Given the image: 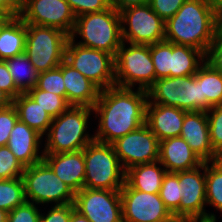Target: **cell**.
<instances>
[{
	"mask_svg": "<svg viewBox=\"0 0 222 222\" xmlns=\"http://www.w3.org/2000/svg\"><path fill=\"white\" fill-rule=\"evenodd\" d=\"M147 90L112 86L100 90L93 106L99 117L95 141L112 144L146 123Z\"/></svg>",
	"mask_w": 222,
	"mask_h": 222,
	"instance_id": "1",
	"label": "cell"
},
{
	"mask_svg": "<svg viewBox=\"0 0 222 222\" xmlns=\"http://www.w3.org/2000/svg\"><path fill=\"white\" fill-rule=\"evenodd\" d=\"M222 15L214 0H186L165 22V41L187 45L204 54L214 39Z\"/></svg>",
	"mask_w": 222,
	"mask_h": 222,
	"instance_id": "2",
	"label": "cell"
},
{
	"mask_svg": "<svg viewBox=\"0 0 222 222\" xmlns=\"http://www.w3.org/2000/svg\"><path fill=\"white\" fill-rule=\"evenodd\" d=\"M93 108L70 106L56 118L47 131L44 153H67L83 150L94 141V135L88 134V121Z\"/></svg>",
	"mask_w": 222,
	"mask_h": 222,
	"instance_id": "3",
	"label": "cell"
},
{
	"mask_svg": "<svg viewBox=\"0 0 222 222\" xmlns=\"http://www.w3.org/2000/svg\"><path fill=\"white\" fill-rule=\"evenodd\" d=\"M121 28L120 12L111 6L100 12L76 17L70 38L75 39L79 35L83 40L77 44L108 52L115 57L123 43Z\"/></svg>",
	"mask_w": 222,
	"mask_h": 222,
	"instance_id": "4",
	"label": "cell"
},
{
	"mask_svg": "<svg viewBox=\"0 0 222 222\" xmlns=\"http://www.w3.org/2000/svg\"><path fill=\"white\" fill-rule=\"evenodd\" d=\"M84 188L120 191L125 171L112 144L92 141L84 149Z\"/></svg>",
	"mask_w": 222,
	"mask_h": 222,
	"instance_id": "5",
	"label": "cell"
},
{
	"mask_svg": "<svg viewBox=\"0 0 222 222\" xmlns=\"http://www.w3.org/2000/svg\"><path fill=\"white\" fill-rule=\"evenodd\" d=\"M123 42L114 57L115 85L123 88L148 90L156 80L150 45ZM128 47V48H127Z\"/></svg>",
	"mask_w": 222,
	"mask_h": 222,
	"instance_id": "6",
	"label": "cell"
},
{
	"mask_svg": "<svg viewBox=\"0 0 222 222\" xmlns=\"http://www.w3.org/2000/svg\"><path fill=\"white\" fill-rule=\"evenodd\" d=\"M69 35L54 27L26 24L25 54L38 73L58 67Z\"/></svg>",
	"mask_w": 222,
	"mask_h": 222,
	"instance_id": "7",
	"label": "cell"
},
{
	"mask_svg": "<svg viewBox=\"0 0 222 222\" xmlns=\"http://www.w3.org/2000/svg\"><path fill=\"white\" fill-rule=\"evenodd\" d=\"M22 178L28 202L37 206L53 202L54 205L74 203L75 193L55 175L44 160L25 167Z\"/></svg>",
	"mask_w": 222,
	"mask_h": 222,
	"instance_id": "8",
	"label": "cell"
},
{
	"mask_svg": "<svg viewBox=\"0 0 222 222\" xmlns=\"http://www.w3.org/2000/svg\"><path fill=\"white\" fill-rule=\"evenodd\" d=\"M64 60L92 81L100 90L115 86L114 56L79 45L69 37Z\"/></svg>",
	"mask_w": 222,
	"mask_h": 222,
	"instance_id": "9",
	"label": "cell"
},
{
	"mask_svg": "<svg viewBox=\"0 0 222 222\" xmlns=\"http://www.w3.org/2000/svg\"><path fill=\"white\" fill-rule=\"evenodd\" d=\"M147 92L151 103L173 106L187 112L201 111L200 83L195 75L159 78Z\"/></svg>",
	"mask_w": 222,
	"mask_h": 222,
	"instance_id": "10",
	"label": "cell"
},
{
	"mask_svg": "<svg viewBox=\"0 0 222 222\" xmlns=\"http://www.w3.org/2000/svg\"><path fill=\"white\" fill-rule=\"evenodd\" d=\"M120 16L123 42L151 45L165 40V22L149 3L125 8Z\"/></svg>",
	"mask_w": 222,
	"mask_h": 222,
	"instance_id": "11",
	"label": "cell"
},
{
	"mask_svg": "<svg viewBox=\"0 0 222 222\" xmlns=\"http://www.w3.org/2000/svg\"><path fill=\"white\" fill-rule=\"evenodd\" d=\"M203 170L202 173H200ZM181 201L179 204V219L193 221H217L214 213L205 211L206 181L205 162L200 166L185 171H179Z\"/></svg>",
	"mask_w": 222,
	"mask_h": 222,
	"instance_id": "12",
	"label": "cell"
},
{
	"mask_svg": "<svg viewBox=\"0 0 222 222\" xmlns=\"http://www.w3.org/2000/svg\"><path fill=\"white\" fill-rule=\"evenodd\" d=\"M19 16L26 24L54 27L69 36L76 20L66 0H20Z\"/></svg>",
	"mask_w": 222,
	"mask_h": 222,
	"instance_id": "13",
	"label": "cell"
},
{
	"mask_svg": "<svg viewBox=\"0 0 222 222\" xmlns=\"http://www.w3.org/2000/svg\"><path fill=\"white\" fill-rule=\"evenodd\" d=\"M112 146L124 171L136 165L159 161L160 141L146 123L117 139Z\"/></svg>",
	"mask_w": 222,
	"mask_h": 222,
	"instance_id": "14",
	"label": "cell"
},
{
	"mask_svg": "<svg viewBox=\"0 0 222 222\" xmlns=\"http://www.w3.org/2000/svg\"><path fill=\"white\" fill-rule=\"evenodd\" d=\"M123 222H173L175 218L165 207L159 193L132 189L126 182L120 190Z\"/></svg>",
	"mask_w": 222,
	"mask_h": 222,
	"instance_id": "15",
	"label": "cell"
},
{
	"mask_svg": "<svg viewBox=\"0 0 222 222\" xmlns=\"http://www.w3.org/2000/svg\"><path fill=\"white\" fill-rule=\"evenodd\" d=\"M74 207L90 222H123L120 191L82 188L75 193Z\"/></svg>",
	"mask_w": 222,
	"mask_h": 222,
	"instance_id": "16",
	"label": "cell"
},
{
	"mask_svg": "<svg viewBox=\"0 0 222 222\" xmlns=\"http://www.w3.org/2000/svg\"><path fill=\"white\" fill-rule=\"evenodd\" d=\"M180 137L185 139L190 148L203 162L216 160L210 142L208 117L206 111H189L185 113Z\"/></svg>",
	"mask_w": 222,
	"mask_h": 222,
	"instance_id": "17",
	"label": "cell"
},
{
	"mask_svg": "<svg viewBox=\"0 0 222 222\" xmlns=\"http://www.w3.org/2000/svg\"><path fill=\"white\" fill-rule=\"evenodd\" d=\"M43 160L74 193L84 188L85 160L83 150L67 153H44Z\"/></svg>",
	"mask_w": 222,
	"mask_h": 222,
	"instance_id": "18",
	"label": "cell"
},
{
	"mask_svg": "<svg viewBox=\"0 0 222 222\" xmlns=\"http://www.w3.org/2000/svg\"><path fill=\"white\" fill-rule=\"evenodd\" d=\"M42 138L36 130L18 120L11 130L7 146L17 160L28 167L43 160L44 152L39 151Z\"/></svg>",
	"mask_w": 222,
	"mask_h": 222,
	"instance_id": "19",
	"label": "cell"
},
{
	"mask_svg": "<svg viewBox=\"0 0 222 222\" xmlns=\"http://www.w3.org/2000/svg\"><path fill=\"white\" fill-rule=\"evenodd\" d=\"M187 111L173 106L154 104L148 100L146 124L159 141L181 134Z\"/></svg>",
	"mask_w": 222,
	"mask_h": 222,
	"instance_id": "20",
	"label": "cell"
},
{
	"mask_svg": "<svg viewBox=\"0 0 222 222\" xmlns=\"http://www.w3.org/2000/svg\"><path fill=\"white\" fill-rule=\"evenodd\" d=\"M159 162L167 172L194 169L204 162L182 137H171L160 141Z\"/></svg>",
	"mask_w": 222,
	"mask_h": 222,
	"instance_id": "21",
	"label": "cell"
},
{
	"mask_svg": "<svg viewBox=\"0 0 222 222\" xmlns=\"http://www.w3.org/2000/svg\"><path fill=\"white\" fill-rule=\"evenodd\" d=\"M62 76L66 89V99L71 106L93 108L100 89L65 60L62 62Z\"/></svg>",
	"mask_w": 222,
	"mask_h": 222,
	"instance_id": "22",
	"label": "cell"
},
{
	"mask_svg": "<svg viewBox=\"0 0 222 222\" xmlns=\"http://www.w3.org/2000/svg\"><path fill=\"white\" fill-rule=\"evenodd\" d=\"M26 23L17 15L0 22V60L25 52Z\"/></svg>",
	"mask_w": 222,
	"mask_h": 222,
	"instance_id": "23",
	"label": "cell"
},
{
	"mask_svg": "<svg viewBox=\"0 0 222 222\" xmlns=\"http://www.w3.org/2000/svg\"><path fill=\"white\" fill-rule=\"evenodd\" d=\"M159 161L133 166L125 171V182L132 188L145 193L157 194L167 173Z\"/></svg>",
	"mask_w": 222,
	"mask_h": 222,
	"instance_id": "24",
	"label": "cell"
},
{
	"mask_svg": "<svg viewBox=\"0 0 222 222\" xmlns=\"http://www.w3.org/2000/svg\"><path fill=\"white\" fill-rule=\"evenodd\" d=\"M18 119L44 136L53 118L28 94L21 93L13 99Z\"/></svg>",
	"mask_w": 222,
	"mask_h": 222,
	"instance_id": "25",
	"label": "cell"
},
{
	"mask_svg": "<svg viewBox=\"0 0 222 222\" xmlns=\"http://www.w3.org/2000/svg\"><path fill=\"white\" fill-rule=\"evenodd\" d=\"M205 54L194 47L170 43V77L195 75Z\"/></svg>",
	"mask_w": 222,
	"mask_h": 222,
	"instance_id": "26",
	"label": "cell"
},
{
	"mask_svg": "<svg viewBox=\"0 0 222 222\" xmlns=\"http://www.w3.org/2000/svg\"><path fill=\"white\" fill-rule=\"evenodd\" d=\"M200 83L201 111L222 105V73L204 62L195 74Z\"/></svg>",
	"mask_w": 222,
	"mask_h": 222,
	"instance_id": "27",
	"label": "cell"
},
{
	"mask_svg": "<svg viewBox=\"0 0 222 222\" xmlns=\"http://www.w3.org/2000/svg\"><path fill=\"white\" fill-rule=\"evenodd\" d=\"M16 88L21 93H27L37 84L38 72L25 53L5 59Z\"/></svg>",
	"mask_w": 222,
	"mask_h": 222,
	"instance_id": "28",
	"label": "cell"
},
{
	"mask_svg": "<svg viewBox=\"0 0 222 222\" xmlns=\"http://www.w3.org/2000/svg\"><path fill=\"white\" fill-rule=\"evenodd\" d=\"M206 205L222 213V167L215 161L205 162Z\"/></svg>",
	"mask_w": 222,
	"mask_h": 222,
	"instance_id": "29",
	"label": "cell"
},
{
	"mask_svg": "<svg viewBox=\"0 0 222 222\" xmlns=\"http://www.w3.org/2000/svg\"><path fill=\"white\" fill-rule=\"evenodd\" d=\"M26 201L23 178L0 179V209L10 212Z\"/></svg>",
	"mask_w": 222,
	"mask_h": 222,
	"instance_id": "30",
	"label": "cell"
},
{
	"mask_svg": "<svg viewBox=\"0 0 222 222\" xmlns=\"http://www.w3.org/2000/svg\"><path fill=\"white\" fill-rule=\"evenodd\" d=\"M180 193L179 171L167 172L162 180L159 196L175 219H179Z\"/></svg>",
	"mask_w": 222,
	"mask_h": 222,
	"instance_id": "31",
	"label": "cell"
},
{
	"mask_svg": "<svg viewBox=\"0 0 222 222\" xmlns=\"http://www.w3.org/2000/svg\"><path fill=\"white\" fill-rule=\"evenodd\" d=\"M52 118H56L71 105L60 95L43 91L36 86L27 92Z\"/></svg>",
	"mask_w": 222,
	"mask_h": 222,
	"instance_id": "32",
	"label": "cell"
},
{
	"mask_svg": "<svg viewBox=\"0 0 222 222\" xmlns=\"http://www.w3.org/2000/svg\"><path fill=\"white\" fill-rule=\"evenodd\" d=\"M150 54L156 72V80L170 77V42L164 40L151 44Z\"/></svg>",
	"mask_w": 222,
	"mask_h": 222,
	"instance_id": "33",
	"label": "cell"
},
{
	"mask_svg": "<svg viewBox=\"0 0 222 222\" xmlns=\"http://www.w3.org/2000/svg\"><path fill=\"white\" fill-rule=\"evenodd\" d=\"M36 87L66 98V89L62 76V63L54 69L39 73Z\"/></svg>",
	"mask_w": 222,
	"mask_h": 222,
	"instance_id": "34",
	"label": "cell"
},
{
	"mask_svg": "<svg viewBox=\"0 0 222 222\" xmlns=\"http://www.w3.org/2000/svg\"><path fill=\"white\" fill-rule=\"evenodd\" d=\"M25 167L17 160L9 147L0 146V179H15L23 176Z\"/></svg>",
	"mask_w": 222,
	"mask_h": 222,
	"instance_id": "35",
	"label": "cell"
},
{
	"mask_svg": "<svg viewBox=\"0 0 222 222\" xmlns=\"http://www.w3.org/2000/svg\"><path fill=\"white\" fill-rule=\"evenodd\" d=\"M208 117L210 142L216 155L222 152V105L206 111Z\"/></svg>",
	"mask_w": 222,
	"mask_h": 222,
	"instance_id": "36",
	"label": "cell"
},
{
	"mask_svg": "<svg viewBox=\"0 0 222 222\" xmlns=\"http://www.w3.org/2000/svg\"><path fill=\"white\" fill-rule=\"evenodd\" d=\"M205 62L222 73V22L218 25L214 39L205 53Z\"/></svg>",
	"mask_w": 222,
	"mask_h": 222,
	"instance_id": "37",
	"label": "cell"
},
{
	"mask_svg": "<svg viewBox=\"0 0 222 222\" xmlns=\"http://www.w3.org/2000/svg\"><path fill=\"white\" fill-rule=\"evenodd\" d=\"M36 204L25 201L8 213L7 222H39L40 209Z\"/></svg>",
	"mask_w": 222,
	"mask_h": 222,
	"instance_id": "38",
	"label": "cell"
},
{
	"mask_svg": "<svg viewBox=\"0 0 222 222\" xmlns=\"http://www.w3.org/2000/svg\"><path fill=\"white\" fill-rule=\"evenodd\" d=\"M18 120V113L13 104L0 109V146L7 145L11 130Z\"/></svg>",
	"mask_w": 222,
	"mask_h": 222,
	"instance_id": "39",
	"label": "cell"
},
{
	"mask_svg": "<svg viewBox=\"0 0 222 222\" xmlns=\"http://www.w3.org/2000/svg\"><path fill=\"white\" fill-rule=\"evenodd\" d=\"M76 17L100 12L111 7L110 0H66Z\"/></svg>",
	"mask_w": 222,
	"mask_h": 222,
	"instance_id": "40",
	"label": "cell"
},
{
	"mask_svg": "<svg viewBox=\"0 0 222 222\" xmlns=\"http://www.w3.org/2000/svg\"><path fill=\"white\" fill-rule=\"evenodd\" d=\"M186 0H150L151 9L164 21L172 18Z\"/></svg>",
	"mask_w": 222,
	"mask_h": 222,
	"instance_id": "41",
	"label": "cell"
},
{
	"mask_svg": "<svg viewBox=\"0 0 222 222\" xmlns=\"http://www.w3.org/2000/svg\"><path fill=\"white\" fill-rule=\"evenodd\" d=\"M74 203L64 205H53L45 215L40 214L39 222H70Z\"/></svg>",
	"mask_w": 222,
	"mask_h": 222,
	"instance_id": "42",
	"label": "cell"
},
{
	"mask_svg": "<svg viewBox=\"0 0 222 222\" xmlns=\"http://www.w3.org/2000/svg\"><path fill=\"white\" fill-rule=\"evenodd\" d=\"M0 89L6 92L12 99H15L21 92L16 88V84L9 73L5 60H0Z\"/></svg>",
	"mask_w": 222,
	"mask_h": 222,
	"instance_id": "43",
	"label": "cell"
},
{
	"mask_svg": "<svg viewBox=\"0 0 222 222\" xmlns=\"http://www.w3.org/2000/svg\"><path fill=\"white\" fill-rule=\"evenodd\" d=\"M20 0H0V15L10 18L19 15Z\"/></svg>",
	"mask_w": 222,
	"mask_h": 222,
	"instance_id": "44",
	"label": "cell"
},
{
	"mask_svg": "<svg viewBox=\"0 0 222 222\" xmlns=\"http://www.w3.org/2000/svg\"><path fill=\"white\" fill-rule=\"evenodd\" d=\"M150 0H110L111 6L118 12L131 6L144 5L149 3Z\"/></svg>",
	"mask_w": 222,
	"mask_h": 222,
	"instance_id": "45",
	"label": "cell"
},
{
	"mask_svg": "<svg viewBox=\"0 0 222 222\" xmlns=\"http://www.w3.org/2000/svg\"><path fill=\"white\" fill-rule=\"evenodd\" d=\"M13 104V99L2 89H0V109L9 107Z\"/></svg>",
	"mask_w": 222,
	"mask_h": 222,
	"instance_id": "46",
	"label": "cell"
},
{
	"mask_svg": "<svg viewBox=\"0 0 222 222\" xmlns=\"http://www.w3.org/2000/svg\"><path fill=\"white\" fill-rule=\"evenodd\" d=\"M70 222H90L84 215L80 214L77 210H73Z\"/></svg>",
	"mask_w": 222,
	"mask_h": 222,
	"instance_id": "47",
	"label": "cell"
},
{
	"mask_svg": "<svg viewBox=\"0 0 222 222\" xmlns=\"http://www.w3.org/2000/svg\"><path fill=\"white\" fill-rule=\"evenodd\" d=\"M8 213L3 209H0V222H7L8 220Z\"/></svg>",
	"mask_w": 222,
	"mask_h": 222,
	"instance_id": "48",
	"label": "cell"
},
{
	"mask_svg": "<svg viewBox=\"0 0 222 222\" xmlns=\"http://www.w3.org/2000/svg\"><path fill=\"white\" fill-rule=\"evenodd\" d=\"M215 162L222 167V152L217 155Z\"/></svg>",
	"mask_w": 222,
	"mask_h": 222,
	"instance_id": "49",
	"label": "cell"
},
{
	"mask_svg": "<svg viewBox=\"0 0 222 222\" xmlns=\"http://www.w3.org/2000/svg\"><path fill=\"white\" fill-rule=\"evenodd\" d=\"M216 4H217L218 9H219V11H220V13H221V15H222V0H217V1H216Z\"/></svg>",
	"mask_w": 222,
	"mask_h": 222,
	"instance_id": "50",
	"label": "cell"
},
{
	"mask_svg": "<svg viewBox=\"0 0 222 222\" xmlns=\"http://www.w3.org/2000/svg\"><path fill=\"white\" fill-rule=\"evenodd\" d=\"M194 222H198V221H194ZM200 222H216V221H200Z\"/></svg>",
	"mask_w": 222,
	"mask_h": 222,
	"instance_id": "51",
	"label": "cell"
}]
</instances>
